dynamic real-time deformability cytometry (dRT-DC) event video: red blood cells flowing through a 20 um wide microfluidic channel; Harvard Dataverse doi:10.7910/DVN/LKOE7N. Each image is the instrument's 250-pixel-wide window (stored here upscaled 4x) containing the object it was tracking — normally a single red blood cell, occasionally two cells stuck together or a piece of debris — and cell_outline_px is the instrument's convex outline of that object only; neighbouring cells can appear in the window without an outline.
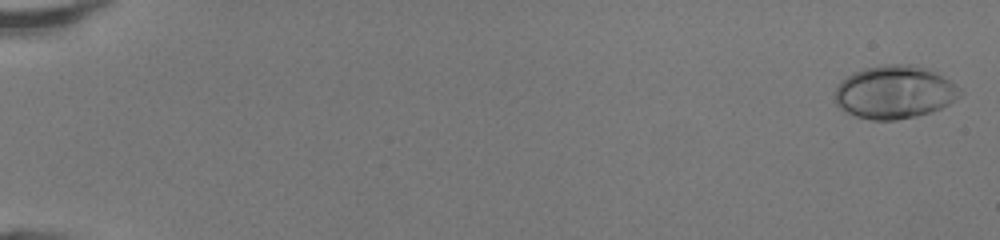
{"species": "human", "species_latin": "Homo sapiens", "temperature_condition": "room temperature", "stored_images_in_passage": 49, "camera_frame_rate_fps": 3000, "um_per_image_px": 0.085, "donor": {"sex": "female"}, "frame": {"image": 1, "passage_image": 1, "time_ms": 0.0, "image_size_px": [1000, 240], "cell_outline_px": [[964, 92], [956, 100], [932, 112], [916, 116], [896, 120], [872, 120], [856, 116], [844, 112], [836, 104], [836, 84], [840, 80], [864, 68], [884, 64], [916, 64], [928, 68], [936, 72], [956, 84]], "centroid_in_image_um": [76.06, 7.82], "position_along_channel_um": 8.9, "area_um2": 39.07}}
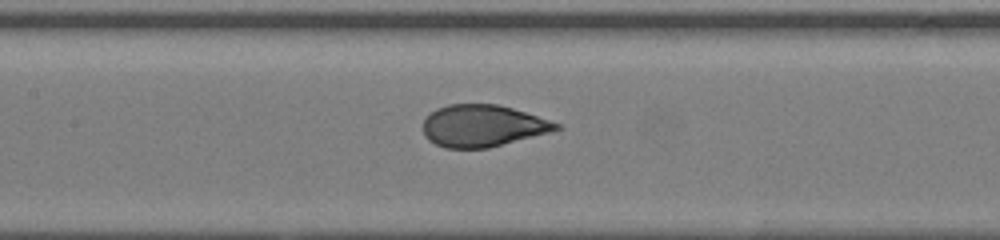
{"frame": {"image": 2, "passage_image": 25, "time_ms": 8.0, "image_size_px": [1000, 240], "cell_outline_px": [[564, 128], [488, 148], [444, 148], [428, 140], [424, 136], [424, 120], [436, 108], [448, 104], [496, 104], [512, 108], [560, 124]], "centroid_in_image_um": [41.0, 10.7], "position_along_channel_um": 166.4, "area_um2": 32.19}}
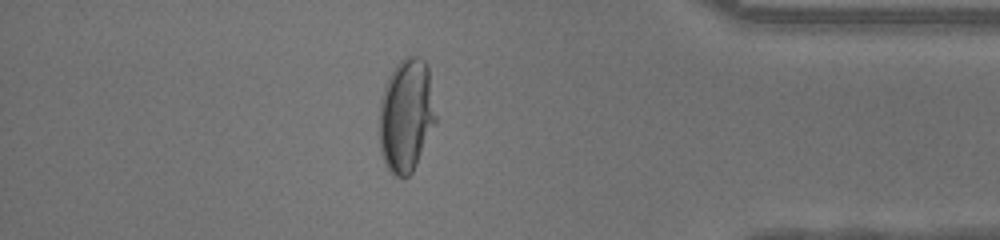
{"frame": {"image": 3, "passage_image": 43, "time_ms": 14.0, "image_size_px": [1000, 240], "cell_outline_px": [[436, 124], [412, 172], [408, 176], [396, 176], [388, 168], [380, 152], [376, 120], [380, 100], [388, 76], [396, 64], [404, 56], [416, 56], [424, 60], [428, 64], [436, 116]], "centroid_in_image_um": [34.5, 9.78], "position_along_channel_um": 400.7, "area_um2": 38.09}, "authors_computed_cell_mechanics": {"area_um2": 33.9864, "velocity_mm_per_s": 4.3084, "shape_relaxation_time_tau1_ms": 5.5222, "shape_relaxation_time_tau2_ms": null, "deformation_change_tau1": 0.2469, "deformation_change_tau2": null}}